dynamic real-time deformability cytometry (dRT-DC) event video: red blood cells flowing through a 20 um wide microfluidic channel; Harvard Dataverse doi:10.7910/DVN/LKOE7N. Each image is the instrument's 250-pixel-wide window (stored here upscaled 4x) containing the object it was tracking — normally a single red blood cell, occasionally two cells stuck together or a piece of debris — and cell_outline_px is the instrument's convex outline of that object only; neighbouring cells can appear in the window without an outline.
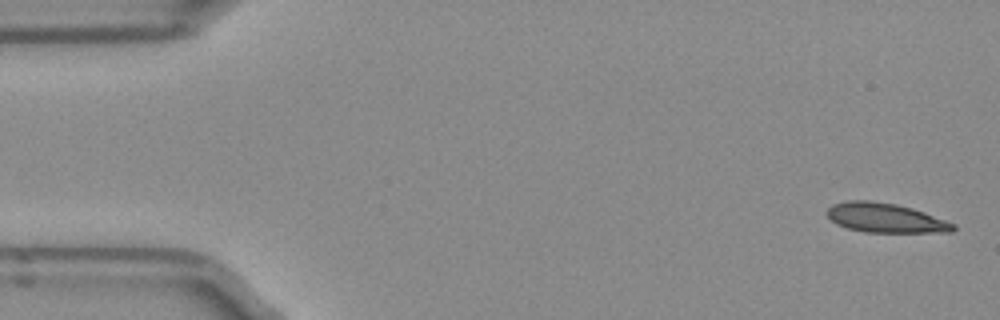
{"species": "Egyptian fruit bat (a non-hibernating species)", "species_latin": "Rousettus aegyptiacus", "temperature_condition": "room temperature", "stored_images_in_passage": 5, "camera_frame_rate_fps": 3000, "um_per_image_px": 0.085, "frame": {"image": 1, "passage_image": 1, "time_ms": 0.0, "image_size_px": [1000, 320], "cell_outline_px": [[956, 228], [952, 232], [864, 232], [848, 228], [836, 224], [824, 212], [832, 204], [848, 200], [872, 200], [896, 204], [912, 208], [924, 212], [956, 224]], "centroid_in_image_um": [75.24, 18.51], "position_along_channel_um": 9.8, "area_um2": 21.73}}
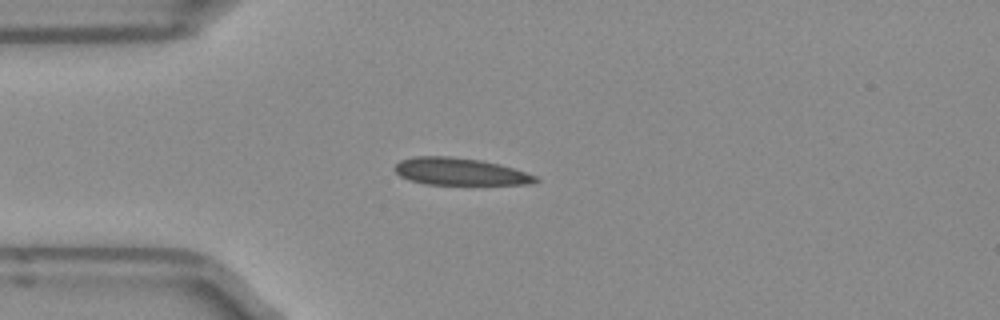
{"frame": {"image": 2, "passage_image": 4, "time_ms": 1.0, "image_size_px": [1000, 320], "cell_outline_px": [[540, 180], [532, 184], [424, 184], [400, 176], [396, 172], [396, 164], [400, 160], [412, 156], [452, 156], [480, 160], [500, 164], [536, 176]], "centroid_in_image_um": [39.09, 14.58], "position_along_channel_um": 45.9, "area_um2": 22.14}}